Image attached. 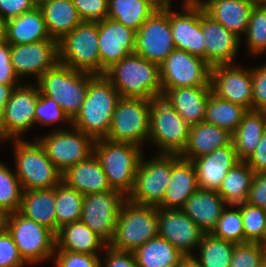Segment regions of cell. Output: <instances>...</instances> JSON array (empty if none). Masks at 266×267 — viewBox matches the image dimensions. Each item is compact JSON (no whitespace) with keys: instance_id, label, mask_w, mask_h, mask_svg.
<instances>
[{"instance_id":"obj_17","label":"cell","mask_w":266,"mask_h":267,"mask_svg":"<svg viewBox=\"0 0 266 267\" xmlns=\"http://www.w3.org/2000/svg\"><path fill=\"white\" fill-rule=\"evenodd\" d=\"M212 93L220 99L252 110V75L250 69L235 64H218L211 68Z\"/></svg>"},{"instance_id":"obj_9","label":"cell","mask_w":266,"mask_h":267,"mask_svg":"<svg viewBox=\"0 0 266 267\" xmlns=\"http://www.w3.org/2000/svg\"><path fill=\"white\" fill-rule=\"evenodd\" d=\"M190 126L162 96L151 100L149 140L159 154L180 155L186 147Z\"/></svg>"},{"instance_id":"obj_50","label":"cell","mask_w":266,"mask_h":267,"mask_svg":"<svg viewBox=\"0 0 266 267\" xmlns=\"http://www.w3.org/2000/svg\"><path fill=\"white\" fill-rule=\"evenodd\" d=\"M252 110L266 111V64L251 69Z\"/></svg>"},{"instance_id":"obj_48","label":"cell","mask_w":266,"mask_h":267,"mask_svg":"<svg viewBox=\"0 0 266 267\" xmlns=\"http://www.w3.org/2000/svg\"><path fill=\"white\" fill-rule=\"evenodd\" d=\"M57 253V254H56ZM56 267H101L99 255L73 253L64 250H55Z\"/></svg>"},{"instance_id":"obj_29","label":"cell","mask_w":266,"mask_h":267,"mask_svg":"<svg viewBox=\"0 0 266 267\" xmlns=\"http://www.w3.org/2000/svg\"><path fill=\"white\" fill-rule=\"evenodd\" d=\"M232 142V134L205 121L190 126L185 149L179 155L188 160L210 154L215 149Z\"/></svg>"},{"instance_id":"obj_2","label":"cell","mask_w":266,"mask_h":267,"mask_svg":"<svg viewBox=\"0 0 266 267\" xmlns=\"http://www.w3.org/2000/svg\"><path fill=\"white\" fill-rule=\"evenodd\" d=\"M119 92L104 75L90 73V83L82 106L71 120L73 126L94 140L106 138L112 122Z\"/></svg>"},{"instance_id":"obj_45","label":"cell","mask_w":266,"mask_h":267,"mask_svg":"<svg viewBox=\"0 0 266 267\" xmlns=\"http://www.w3.org/2000/svg\"><path fill=\"white\" fill-rule=\"evenodd\" d=\"M71 123L69 117L64 113L63 109L48 96L39 93V98L35 108V123L41 125H52L55 122Z\"/></svg>"},{"instance_id":"obj_59","label":"cell","mask_w":266,"mask_h":267,"mask_svg":"<svg viewBox=\"0 0 266 267\" xmlns=\"http://www.w3.org/2000/svg\"><path fill=\"white\" fill-rule=\"evenodd\" d=\"M6 21L0 18V44L6 41Z\"/></svg>"},{"instance_id":"obj_11","label":"cell","mask_w":266,"mask_h":267,"mask_svg":"<svg viewBox=\"0 0 266 267\" xmlns=\"http://www.w3.org/2000/svg\"><path fill=\"white\" fill-rule=\"evenodd\" d=\"M171 176V154H157L144 161L142 156L134 187L127 199L139 205L158 206L167 191Z\"/></svg>"},{"instance_id":"obj_64","label":"cell","mask_w":266,"mask_h":267,"mask_svg":"<svg viewBox=\"0 0 266 267\" xmlns=\"http://www.w3.org/2000/svg\"><path fill=\"white\" fill-rule=\"evenodd\" d=\"M35 6H39L44 0H31Z\"/></svg>"},{"instance_id":"obj_44","label":"cell","mask_w":266,"mask_h":267,"mask_svg":"<svg viewBox=\"0 0 266 267\" xmlns=\"http://www.w3.org/2000/svg\"><path fill=\"white\" fill-rule=\"evenodd\" d=\"M238 207L242 214L245 243H261L266 231V210L247 202Z\"/></svg>"},{"instance_id":"obj_15","label":"cell","mask_w":266,"mask_h":267,"mask_svg":"<svg viewBox=\"0 0 266 267\" xmlns=\"http://www.w3.org/2000/svg\"><path fill=\"white\" fill-rule=\"evenodd\" d=\"M174 49L170 10H156L136 32L135 53L160 65Z\"/></svg>"},{"instance_id":"obj_62","label":"cell","mask_w":266,"mask_h":267,"mask_svg":"<svg viewBox=\"0 0 266 267\" xmlns=\"http://www.w3.org/2000/svg\"><path fill=\"white\" fill-rule=\"evenodd\" d=\"M5 215L0 211V229L4 228Z\"/></svg>"},{"instance_id":"obj_37","label":"cell","mask_w":266,"mask_h":267,"mask_svg":"<svg viewBox=\"0 0 266 267\" xmlns=\"http://www.w3.org/2000/svg\"><path fill=\"white\" fill-rule=\"evenodd\" d=\"M155 11L148 0H108L107 17L137 32Z\"/></svg>"},{"instance_id":"obj_12","label":"cell","mask_w":266,"mask_h":267,"mask_svg":"<svg viewBox=\"0 0 266 267\" xmlns=\"http://www.w3.org/2000/svg\"><path fill=\"white\" fill-rule=\"evenodd\" d=\"M71 127L72 131L58 128L37 139L45 149L49 160L61 173L93 154L95 140L81 130Z\"/></svg>"},{"instance_id":"obj_38","label":"cell","mask_w":266,"mask_h":267,"mask_svg":"<svg viewBox=\"0 0 266 267\" xmlns=\"http://www.w3.org/2000/svg\"><path fill=\"white\" fill-rule=\"evenodd\" d=\"M246 112L247 110L242 106L220 99L211 92L206 105L204 121L233 134Z\"/></svg>"},{"instance_id":"obj_10","label":"cell","mask_w":266,"mask_h":267,"mask_svg":"<svg viewBox=\"0 0 266 267\" xmlns=\"http://www.w3.org/2000/svg\"><path fill=\"white\" fill-rule=\"evenodd\" d=\"M150 104L145 99L120 98L106 139L141 147L149 140Z\"/></svg>"},{"instance_id":"obj_26","label":"cell","mask_w":266,"mask_h":267,"mask_svg":"<svg viewBox=\"0 0 266 267\" xmlns=\"http://www.w3.org/2000/svg\"><path fill=\"white\" fill-rule=\"evenodd\" d=\"M62 182L82 195L112 190L94 153L86 160L67 168L62 173Z\"/></svg>"},{"instance_id":"obj_31","label":"cell","mask_w":266,"mask_h":267,"mask_svg":"<svg viewBox=\"0 0 266 267\" xmlns=\"http://www.w3.org/2000/svg\"><path fill=\"white\" fill-rule=\"evenodd\" d=\"M108 244L81 221L62 226L56 234V250L98 255Z\"/></svg>"},{"instance_id":"obj_30","label":"cell","mask_w":266,"mask_h":267,"mask_svg":"<svg viewBox=\"0 0 266 267\" xmlns=\"http://www.w3.org/2000/svg\"><path fill=\"white\" fill-rule=\"evenodd\" d=\"M6 41L10 45L56 40L48 33L45 19L38 6L6 21Z\"/></svg>"},{"instance_id":"obj_58","label":"cell","mask_w":266,"mask_h":267,"mask_svg":"<svg viewBox=\"0 0 266 267\" xmlns=\"http://www.w3.org/2000/svg\"><path fill=\"white\" fill-rule=\"evenodd\" d=\"M149 3L159 11L171 10V0H148Z\"/></svg>"},{"instance_id":"obj_19","label":"cell","mask_w":266,"mask_h":267,"mask_svg":"<svg viewBox=\"0 0 266 267\" xmlns=\"http://www.w3.org/2000/svg\"><path fill=\"white\" fill-rule=\"evenodd\" d=\"M183 12L170 10V27L175 48L205 60V38L201 27V5L184 0Z\"/></svg>"},{"instance_id":"obj_42","label":"cell","mask_w":266,"mask_h":267,"mask_svg":"<svg viewBox=\"0 0 266 267\" xmlns=\"http://www.w3.org/2000/svg\"><path fill=\"white\" fill-rule=\"evenodd\" d=\"M224 209L211 234L235 244L245 243V233L241 210L238 206ZM235 209V210H234Z\"/></svg>"},{"instance_id":"obj_56","label":"cell","mask_w":266,"mask_h":267,"mask_svg":"<svg viewBox=\"0 0 266 267\" xmlns=\"http://www.w3.org/2000/svg\"><path fill=\"white\" fill-rule=\"evenodd\" d=\"M16 86L17 85H5L0 83V102H8Z\"/></svg>"},{"instance_id":"obj_41","label":"cell","mask_w":266,"mask_h":267,"mask_svg":"<svg viewBox=\"0 0 266 267\" xmlns=\"http://www.w3.org/2000/svg\"><path fill=\"white\" fill-rule=\"evenodd\" d=\"M22 192L15 172L0 162V211L4 215L19 211Z\"/></svg>"},{"instance_id":"obj_51","label":"cell","mask_w":266,"mask_h":267,"mask_svg":"<svg viewBox=\"0 0 266 267\" xmlns=\"http://www.w3.org/2000/svg\"><path fill=\"white\" fill-rule=\"evenodd\" d=\"M18 80L20 81L10 60V44L5 41L0 44V83L5 85H19Z\"/></svg>"},{"instance_id":"obj_63","label":"cell","mask_w":266,"mask_h":267,"mask_svg":"<svg viewBox=\"0 0 266 267\" xmlns=\"http://www.w3.org/2000/svg\"><path fill=\"white\" fill-rule=\"evenodd\" d=\"M260 245L266 250V231L263 237L262 242L260 243Z\"/></svg>"},{"instance_id":"obj_36","label":"cell","mask_w":266,"mask_h":267,"mask_svg":"<svg viewBox=\"0 0 266 267\" xmlns=\"http://www.w3.org/2000/svg\"><path fill=\"white\" fill-rule=\"evenodd\" d=\"M133 253L138 267H176L184 256L160 236L150 239Z\"/></svg>"},{"instance_id":"obj_54","label":"cell","mask_w":266,"mask_h":267,"mask_svg":"<svg viewBox=\"0 0 266 267\" xmlns=\"http://www.w3.org/2000/svg\"><path fill=\"white\" fill-rule=\"evenodd\" d=\"M34 7L36 6L31 0H0V18L7 21L32 10Z\"/></svg>"},{"instance_id":"obj_40","label":"cell","mask_w":266,"mask_h":267,"mask_svg":"<svg viewBox=\"0 0 266 267\" xmlns=\"http://www.w3.org/2000/svg\"><path fill=\"white\" fill-rule=\"evenodd\" d=\"M235 243L204 233L198 245L200 267H229Z\"/></svg>"},{"instance_id":"obj_4","label":"cell","mask_w":266,"mask_h":267,"mask_svg":"<svg viewBox=\"0 0 266 267\" xmlns=\"http://www.w3.org/2000/svg\"><path fill=\"white\" fill-rule=\"evenodd\" d=\"M89 83L90 73L74 70L61 63L45 71L36 82L39 93L58 102L70 120L79 112Z\"/></svg>"},{"instance_id":"obj_39","label":"cell","mask_w":266,"mask_h":267,"mask_svg":"<svg viewBox=\"0 0 266 267\" xmlns=\"http://www.w3.org/2000/svg\"><path fill=\"white\" fill-rule=\"evenodd\" d=\"M56 234L58 230L69 223L80 221L84 195L74 188L60 182L55 187Z\"/></svg>"},{"instance_id":"obj_13","label":"cell","mask_w":266,"mask_h":267,"mask_svg":"<svg viewBox=\"0 0 266 267\" xmlns=\"http://www.w3.org/2000/svg\"><path fill=\"white\" fill-rule=\"evenodd\" d=\"M211 68L203 58L175 48L160 64L162 94L178 87L211 86Z\"/></svg>"},{"instance_id":"obj_25","label":"cell","mask_w":266,"mask_h":267,"mask_svg":"<svg viewBox=\"0 0 266 267\" xmlns=\"http://www.w3.org/2000/svg\"><path fill=\"white\" fill-rule=\"evenodd\" d=\"M211 92V86H185L167 89L162 97L171 104L189 126H192L204 121L206 105Z\"/></svg>"},{"instance_id":"obj_49","label":"cell","mask_w":266,"mask_h":267,"mask_svg":"<svg viewBox=\"0 0 266 267\" xmlns=\"http://www.w3.org/2000/svg\"><path fill=\"white\" fill-rule=\"evenodd\" d=\"M83 21H99L107 18L108 0H72Z\"/></svg>"},{"instance_id":"obj_1","label":"cell","mask_w":266,"mask_h":267,"mask_svg":"<svg viewBox=\"0 0 266 267\" xmlns=\"http://www.w3.org/2000/svg\"><path fill=\"white\" fill-rule=\"evenodd\" d=\"M104 76L119 92L121 98L151 101L162 96L160 65L136 53L111 65L105 70Z\"/></svg>"},{"instance_id":"obj_7","label":"cell","mask_w":266,"mask_h":267,"mask_svg":"<svg viewBox=\"0 0 266 267\" xmlns=\"http://www.w3.org/2000/svg\"><path fill=\"white\" fill-rule=\"evenodd\" d=\"M4 228L12 236L18 252L27 264H38L53 258L56 234L21 215L18 211L5 215Z\"/></svg>"},{"instance_id":"obj_57","label":"cell","mask_w":266,"mask_h":267,"mask_svg":"<svg viewBox=\"0 0 266 267\" xmlns=\"http://www.w3.org/2000/svg\"><path fill=\"white\" fill-rule=\"evenodd\" d=\"M176 267H200L194 255H186L181 258Z\"/></svg>"},{"instance_id":"obj_23","label":"cell","mask_w":266,"mask_h":267,"mask_svg":"<svg viewBox=\"0 0 266 267\" xmlns=\"http://www.w3.org/2000/svg\"><path fill=\"white\" fill-rule=\"evenodd\" d=\"M191 161L196 169L199 188L217 192L228 171L240 162L233 142Z\"/></svg>"},{"instance_id":"obj_28","label":"cell","mask_w":266,"mask_h":267,"mask_svg":"<svg viewBox=\"0 0 266 267\" xmlns=\"http://www.w3.org/2000/svg\"><path fill=\"white\" fill-rule=\"evenodd\" d=\"M226 203L217 191L198 189L180 208L204 233H211Z\"/></svg>"},{"instance_id":"obj_60","label":"cell","mask_w":266,"mask_h":267,"mask_svg":"<svg viewBox=\"0 0 266 267\" xmlns=\"http://www.w3.org/2000/svg\"><path fill=\"white\" fill-rule=\"evenodd\" d=\"M7 102H0V132L3 127V114H4V108Z\"/></svg>"},{"instance_id":"obj_5","label":"cell","mask_w":266,"mask_h":267,"mask_svg":"<svg viewBox=\"0 0 266 267\" xmlns=\"http://www.w3.org/2000/svg\"><path fill=\"white\" fill-rule=\"evenodd\" d=\"M157 236V206L139 205L126 199L120 207L109 246L118 251L134 252Z\"/></svg>"},{"instance_id":"obj_18","label":"cell","mask_w":266,"mask_h":267,"mask_svg":"<svg viewBox=\"0 0 266 267\" xmlns=\"http://www.w3.org/2000/svg\"><path fill=\"white\" fill-rule=\"evenodd\" d=\"M10 60L18 76H36V80L59 63L58 40L10 45Z\"/></svg>"},{"instance_id":"obj_47","label":"cell","mask_w":266,"mask_h":267,"mask_svg":"<svg viewBox=\"0 0 266 267\" xmlns=\"http://www.w3.org/2000/svg\"><path fill=\"white\" fill-rule=\"evenodd\" d=\"M28 265L18 252V248L9 232L0 229V267H23Z\"/></svg>"},{"instance_id":"obj_21","label":"cell","mask_w":266,"mask_h":267,"mask_svg":"<svg viewBox=\"0 0 266 267\" xmlns=\"http://www.w3.org/2000/svg\"><path fill=\"white\" fill-rule=\"evenodd\" d=\"M158 236L165 238L182 255H193L204 232L181 209L157 208Z\"/></svg>"},{"instance_id":"obj_6","label":"cell","mask_w":266,"mask_h":267,"mask_svg":"<svg viewBox=\"0 0 266 267\" xmlns=\"http://www.w3.org/2000/svg\"><path fill=\"white\" fill-rule=\"evenodd\" d=\"M15 174L23 191L50 189L62 181L61 171L49 160L38 140L13 139Z\"/></svg>"},{"instance_id":"obj_14","label":"cell","mask_w":266,"mask_h":267,"mask_svg":"<svg viewBox=\"0 0 266 267\" xmlns=\"http://www.w3.org/2000/svg\"><path fill=\"white\" fill-rule=\"evenodd\" d=\"M126 199L121 192L113 189L84 195L80 221L109 245L115 233L120 207Z\"/></svg>"},{"instance_id":"obj_52","label":"cell","mask_w":266,"mask_h":267,"mask_svg":"<svg viewBox=\"0 0 266 267\" xmlns=\"http://www.w3.org/2000/svg\"><path fill=\"white\" fill-rule=\"evenodd\" d=\"M246 202L266 210V172L254 174Z\"/></svg>"},{"instance_id":"obj_43","label":"cell","mask_w":266,"mask_h":267,"mask_svg":"<svg viewBox=\"0 0 266 267\" xmlns=\"http://www.w3.org/2000/svg\"><path fill=\"white\" fill-rule=\"evenodd\" d=\"M245 35L250 54L266 52V6H253Z\"/></svg>"},{"instance_id":"obj_3","label":"cell","mask_w":266,"mask_h":267,"mask_svg":"<svg viewBox=\"0 0 266 267\" xmlns=\"http://www.w3.org/2000/svg\"><path fill=\"white\" fill-rule=\"evenodd\" d=\"M93 153L99 160L111 189L128 197L134 187L140 160L144 156L141 147L101 138L95 140Z\"/></svg>"},{"instance_id":"obj_8","label":"cell","mask_w":266,"mask_h":267,"mask_svg":"<svg viewBox=\"0 0 266 267\" xmlns=\"http://www.w3.org/2000/svg\"><path fill=\"white\" fill-rule=\"evenodd\" d=\"M59 63L100 75L98 21H82L58 41Z\"/></svg>"},{"instance_id":"obj_27","label":"cell","mask_w":266,"mask_h":267,"mask_svg":"<svg viewBox=\"0 0 266 267\" xmlns=\"http://www.w3.org/2000/svg\"><path fill=\"white\" fill-rule=\"evenodd\" d=\"M197 2L204 12L241 38L246 34L253 6L247 0H205Z\"/></svg>"},{"instance_id":"obj_53","label":"cell","mask_w":266,"mask_h":267,"mask_svg":"<svg viewBox=\"0 0 266 267\" xmlns=\"http://www.w3.org/2000/svg\"><path fill=\"white\" fill-rule=\"evenodd\" d=\"M105 249L106 257L101 261V267H138L133 252L118 251L109 245Z\"/></svg>"},{"instance_id":"obj_33","label":"cell","mask_w":266,"mask_h":267,"mask_svg":"<svg viewBox=\"0 0 266 267\" xmlns=\"http://www.w3.org/2000/svg\"><path fill=\"white\" fill-rule=\"evenodd\" d=\"M38 7L49 35L58 41L83 21L72 0H44Z\"/></svg>"},{"instance_id":"obj_65","label":"cell","mask_w":266,"mask_h":267,"mask_svg":"<svg viewBox=\"0 0 266 267\" xmlns=\"http://www.w3.org/2000/svg\"><path fill=\"white\" fill-rule=\"evenodd\" d=\"M257 267H266V257L261 261Z\"/></svg>"},{"instance_id":"obj_35","label":"cell","mask_w":266,"mask_h":267,"mask_svg":"<svg viewBox=\"0 0 266 267\" xmlns=\"http://www.w3.org/2000/svg\"><path fill=\"white\" fill-rule=\"evenodd\" d=\"M254 174L245 161L238 162L228 171L218 190L228 207L247 201Z\"/></svg>"},{"instance_id":"obj_61","label":"cell","mask_w":266,"mask_h":267,"mask_svg":"<svg viewBox=\"0 0 266 267\" xmlns=\"http://www.w3.org/2000/svg\"><path fill=\"white\" fill-rule=\"evenodd\" d=\"M252 6H266V0H247Z\"/></svg>"},{"instance_id":"obj_22","label":"cell","mask_w":266,"mask_h":267,"mask_svg":"<svg viewBox=\"0 0 266 267\" xmlns=\"http://www.w3.org/2000/svg\"><path fill=\"white\" fill-rule=\"evenodd\" d=\"M201 27L205 38V61L212 67L233 64L240 37L207 15L201 6Z\"/></svg>"},{"instance_id":"obj_20","label":"cell","mask_w":266,"mask_h":267,"mask_svg":"<svg viewBox=\"0 0 266 267\" xmlns=\"http://www.w3.org/2000/svg\"><path fill=\"white\" fill-rule=\"evenodd\" d=\"M100 75L111 65L135 53L136 31L110 18L98 21Z\"/></svg>"},{"instance_id":"obj_32","label":"cell","mask_w":266,"mask_h":267,"mask_svg":"<svg viewBox=\"0 0 266 267\" xmlns=\"http://www.w3.org/2000/svg\"><path fill=\"white\" fill-rule=\"evenodd\" d=\"M55 187L22 192L19 213L56 234Z\"/></svg>"},{"instance_id":"obj_24","label":"cell","mask_w":266,"mask_h":267,"mask_svg":"<svg viewBox=\"0 0 266 267\" xmlns=\"http://www.w3.org/2000/svg\"><path fill=\"white\" fill-rule=\"evenodd\" d=\"M198 189L196 169L192 161L171 154L170 183L157 208L180 209Z\"/></svg>"},{"instance_id":"obj_55","label":"cell","mask_w":266,"mask_h":267,"mask_svg":"<svg viewBox=\"0 0 266 267\" xmlns=\"http://www.w3.org/2000/svg\"><path fill=\"white\" fill-rule=\"evenodd\" d=\"M254 173L266 172V131L255 151L245 161Z\"/></svg>"},{"instance_id":"obj_46","label":"cell","mask_w":266,"mask_h":267,"mask_svg":"<svg viewBox=\"0 0 266 267\" xmlns=\"http://www.w3.org/2000/svg\"><path fill=\"white\" fill-rule=\"evenodd\" d=\"M266 257V250L260 243L235 244L229 267H257Z\"/></svg>"},{"instance_id":"obj_34","label":"cell","mask_w":266,"mask_h":267,"mask_svg":"<svg viewBox=\"0 0 266 267\" xmlns=\"http://www.w3.org/2000/svg\"><path fill=\"white\" fill-rule=\"evenodd\" d=\"M266 131V111H247L240 125L232 134L237 157L240 161H246L260 143L261 137Z\"/></svg>"},{"instance_id":"obj_16","label":"cell","mask_w":266,"mask_h":267,"mask_svg":"<svg viewBox=\"0 0 266 267\" xmlns=\"http://www.w3.org/2000/svg\"><path fill=\"white\" fill-rule=\"evenodd\" d=\"M39 98L37 85H17L4 108L0 141L21 139L23 132L35 123V108ZM21 135V137L19 136Z\"/></svg>"}]
</instances>
